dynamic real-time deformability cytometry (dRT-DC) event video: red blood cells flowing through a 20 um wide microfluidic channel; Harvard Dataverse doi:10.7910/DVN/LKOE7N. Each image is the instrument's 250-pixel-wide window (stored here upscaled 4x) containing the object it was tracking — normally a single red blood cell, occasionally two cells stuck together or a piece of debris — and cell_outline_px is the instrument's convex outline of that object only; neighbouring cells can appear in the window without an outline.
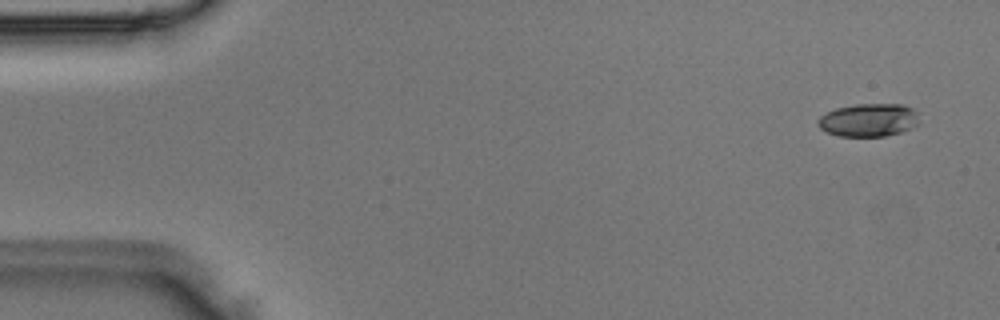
{"species": "Egyptian fruit bat (a non-hibernating species)", "species_latin": "Rousettus aegyptiacus", "temperature_condition": "room temperature", "stored_images_in_passage": 3, "camera_frame_rate_fps": 3000, "um_per_image_px": 0.085, "animal": {"sex": "male"}, "frame": {"image": 1, "passage_image": 1, "time_ms": 0.0, "image_size_px": [1000, 320], "cell_outline_px": [[920, 124], [912, 128], [900, 132], [884, 136], [840, 136], [828, 132], [820, 128], [816, 124], [816, 120], [820, 116], [836, 108], [856, 104], [904, 104], [912, 108], [916, 112]], "centroid_in_image_um": [73.84, 10.2], "position_along_channel_um": 11.2, "area_um2": 19.59}}